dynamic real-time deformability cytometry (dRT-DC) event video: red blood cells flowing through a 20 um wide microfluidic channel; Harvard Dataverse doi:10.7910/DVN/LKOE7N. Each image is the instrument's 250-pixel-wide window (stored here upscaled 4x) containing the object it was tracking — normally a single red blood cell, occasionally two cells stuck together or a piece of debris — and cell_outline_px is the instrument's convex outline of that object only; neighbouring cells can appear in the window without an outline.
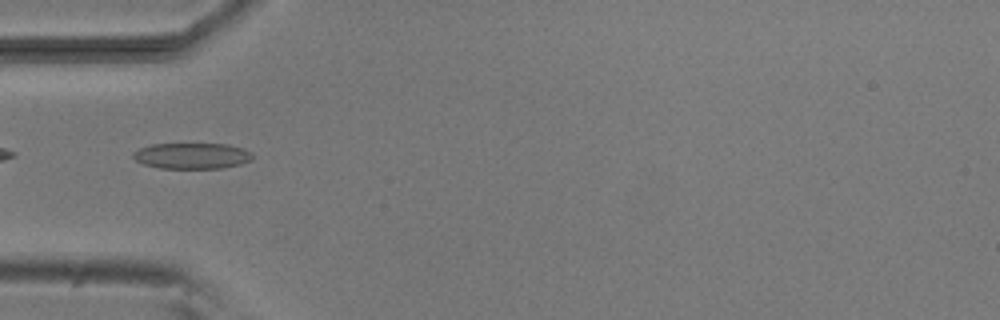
{"species": "common noctule bat (a hibernating species)", "species_latin": "Nyctalus noctula", "temperature_condition": "room temperature", "stored_images_in_passage": 3, "camera_frame_rate_fps": 3000, "um_per_image_px": 0.085, "animal": {"sex": "male", "body_mass_g": 20.5, "forearm_length_mm": 52.5}, "frame": {"image": 1, "passage_image": 3, "time_ms": 2.333, "image_size_px": [1000, 320], "cell_outline_px": [[256, 156], [252, 160], [240, 164], [224, 168], [160, 168], [144, 164], [136, 160], [132, 156], [132, 152], [140, 148], [152, 144], [228, 144], [244, 148], [252, 152]], "centroid_in_image_um": [16.37, 13.24], "position_along_channel_um": 68.6, "area_um2": 18.21}}